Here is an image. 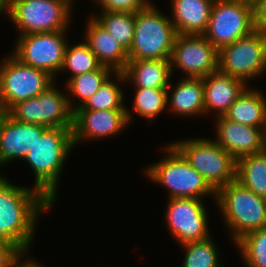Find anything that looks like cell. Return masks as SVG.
Masks as SVG:
<instances>
[{"label":"cell","mask_w":266,"mask_h":267,"mask_svg":"<svg viewBox=\"0 0 266 267\" xmlns=\"http://www.w3.org/2000/svg\"><path fill=\"white\" fill-rule=\"evenodd\" d=\"M9 182L0 174V242L27 250L34 239L37 218L53 204L33 187Z\"/></svg>","instance_id":"cell-1"},{"label":"cell","mask_w":266,"mask_h":267,"mask_svg":"<svg viewBox=\"0 0 266 267\" xmlns=\"http://www.w3.org/2000/svg\"><path fill=\"white\" fill-rule=\"evenodd\" d=\"M72 128H48L28 151L23 160L35 174V185L52 204L55 201L60 173L66 157L74 149Z\"/></svg>","instance_id":"cell-2"},{"label":"cell","mask_w":266,"mask_h":267,"mask_svg":"<svg viewBox=\"0 0 266 267\" xmlns=\"http://www.w3.org/2000/svg\"><path fill=\"white\" fill-rule=\"evenodd\" d=\"M153 3L135 12V31L129 60H170L178 35L170 17Z\"/></svg>","instance_id":"cell-3"},{"label":"cell","mask_w":266,"mask_h":267,"mask_svg":"<svg viewBox=\"0 0 266 267\" xmlns=\"http://www.w3.org/2000/svg\"><path fill=\"white\" fill-rule=\"evenodd\" d=\"M216 204L236 243L244 235L266 227V198L256 195L238 181L216 191Z\"/></svg>","instance_id":"cell-4"},{"label":"cell","mask_w":266,"mask_h":267,"mask_svg":"<svg viewBox=\"0 0 266 267\" xmlns=\"http://www.w3.org/2000/svg\"><path fill=\"white\" fill-rule=\"evenodd\" d=\"M162 149L168 155L148 166L144 169V173L148 179L169 190V199H202L207 195L216 198V191L172 144L165 145Z\"/></svg>","instance_id":"cell-5"},{"label":"cell","mask_w":266,"mask_h":267,"mask_svg":"<svg viewBox=\"0 0 266 267\" xmlns=\"http://www.w3.org/2000/svg\"><path fill=\"white\" fill-rule=\"evenodd\" d=\"M172 145L215 191L236 180V159L213 139H187Z\"/></svg>","instance_id":"cell-6"},{"label":"cell","mask_w":266,"mask_h":267,"mask_svg":"<svg viewBox=\"0 0 266 267\" xmlns=\"http://www.w3.org/2000/svg\"><path fill=\"white\" fill-rule=\"evenodd\" d=\"M54 79L46 71L22 63L13 54L0 64V112L37 97Z\"/></svg>","instance_id":"cell-7"},{"label":"cell","mask_w":266,"mask_h":267,"mask_svg":"<svg viewBox=\"0 0 266 267\" xmlns=\"http://www.w3.org/2000/svg\"><path fill=\"white\" fill-rule=\"evenodd\" d=\"M218 70L245 83L266 71V33L254 30L249 35L223 46L218 51Z\"/></svg>","instance_id":"cell-8"},{"label":"cell","mask_w":266,"mask_h":267,"mask_svg":"<svg viewBox=\"0 0 266 267\" xmlns=\"http://www.w3.org/2000/svg\"><path fill=\"white\" fill-rule=\"evenodd\" d=\"M54 84L37 97L16 103L7 113L22 123L46 128H72L74 111L70 107L68 95L57 90Z\"/></svg>","instance_id":"cell-9"},{"label":"cell","mask_w":266,"mask_h":267,"mask_svg":"<svg viewBox=\"0 0 266 267\" xmlns=\"http://www.w3.org/2000/svg\"><path fill=\"white\" fill-rule=\"evenodd\" d=\"M71 10L60 0H21L8 10L20 35L68 30Z\"/></svg>","instance_id":"cell-10"},{"label":"cell","mask_w":266,"mask_h":267,"mask_svg":"<svg viewBox=\"0 0 266 267\" xmlns=\"http://www.w3.org/2000/svg\"><path fill=\"white\" fill-rule=\"evenodd\" d=\"M67 30L19 36L13 54L22 63L46 71L53 78L62 70Z\"/></svg>","instance_id":"cell-11"},{"label":"cell","mask_w":266,"mask_h":267,"mask_svg":"<svg viewBox=\"0 0 266 267\" xmlns=\"http://www.w3.org/2000/svg\"><path fill=\"white\" fill-rule=\"evenodd\" d=\"M254 30V9L240 3L214 0L207 29L202 35L219 51Z\"/></svg>","instance_id":"cell-12"},{"label":"cell","mask_w":266,"mask_h":267,"mask_svg":"<svg viewBox=\"0 0 266 267\" xmlns=\"http://www.w3.org/2000/svg\"><path fill=\"white\" fill-rule=\"evenodd\" d=\"M170 61L171 71L178 68L186 77L203 78L218 71V50L203 35L178 34Z\"/></svg>","instance_id":"cell-13"},{"label":"cell","mask_w":266,"mask_h":267,"mask_svg":"<svg viewBox=\"0 0 266 267\" xmlns=\"http://www.w3.org/2000/svg\"><path fill=\"white\" fill-rule=\"evenodd\" d=\"M168 201L166 223L180 245L210 237L207 211L202 199L173 198Z\"/></svg>","instance_id":"cell-14"},{"label":"cell","mask_w":266,"mask_h":267,"mask_svg":"<svg viewBox=\"0 0 266 267\" xmlns=\"http://www.w3.org/2000/svg\"><path fill=\"white\" fill-rule=\"evenodd\" d=\"M129 109H76L73 115L72 137L74 147L87 139H103L120 133L131 121Z\"/></svg>","instance_id":"cell-15"},{"label":"cell","mask_w":266,"mask_h":267,"mask_svg":"<svg viewBox=\"0 0 266 267\" xmlns=\"http://www.w3.org/2000/svg\"><path fill=\"white\" fill-rule=\"evenodd\" d=\"M216 120L214 141L236 160L266 149V132L262 128L232 122L224 116Z\"/></svg>","instance_id":"cell-16"},{"label":"cell","mask_w":266,"mask_h":267,"mask_svg":"<svg viewBox=\"0 0 266 267\" xmlns=\"http://www.w3.org/2000/svg\"><path fill=\"white\" fill-rule=\"evenodd\" d=\"M48 128L22 123L7 112H0V166L14 159H24L28 151Z\"/></svg>","instance_id":"cell-17"},{"label":"cell","mask_w":266,"mask_h":267,"mask_svg":"<svg viewBox=\"0 0 266 267\" xmlns=\"http://www.w3.org/2000/svg\"><path fill=\"white\" fill-rule=\"evenodd\" d=\"M247 87L243 80L219 70L203 77L205 114L215 110L216 117L224 116Z\"/></svg>","instance_id":"cell-18"},{"label":"cell","mask_w":266,"mask_h":267,"mask_svg":"<svg viewBox=\"0 0 266 267\" xmlns=\"http://www.w3.org/2000/svg\"><path fill=\"white\" fill-rule=\"evenodd\" d=\"M118 81H129L134 88H170V60H129L123 72L113 73Z\"/></svg>","instance_id":"cell-19"},{"label":"cell","mask_w":266,"mask_h":267,"mask_svg":"<svg viewBox=\"0 0 266 267\" xmlns=\"http://www.w3.org/2000/svg\"><path fill=\"white\" fill-rule=\"evenodd\" d=\"M85 42L102 66L114 72H123L129 61L128 52L114 36L103 29L92 17L85 31Z\"/></svg>","instance_id":"cell-20"},{"label":"cell","mask_w":266,"mask_h":267,"mask_svg":"<svg viewBox=\"0 0 266 267\" xmlns=\"http://www.w3.org/2000/svg\"><path fill=\"white\" fill-rule=\"evenodd\" d=\"M170 17L178 34L202 35L208 25L214 0H172Z\"/></svg>","instance_id":"cell-21"},{"label":"cell","mask_w":266,"mask_h":267,"mask_svg":"<svg viewBox=\"0 0 266 267\" xmlns=\"http://www.w3.org/2000/svg\"><path fill=\"white\" fill-rule=\"evenodd\" d=\"M167 105L173 112L183 117L205 113L203 78H182L170 97L167 92Z\"/></svg>","instance_id":"cell-22"},{"label":"cell","mask_w":266,"mask_h":267,"mask_svg":"<svg viewBox=\"0 0 266 267\" xmlns=\"http://www.w3.org/2000/svg\"><path fill=\"white\" fill-rule=\"evenodd\" d=\"M265 98L260 91L247 87L230 106L224 117L232 122L262 128L266 132Z\"/></svg>","instance_id":"cell-23"},{"label":"cell","mask_w":266,"mask_h":267,"mask_svg":"<svg viewBox=\"0 0 266 267\" xmlns=\"http://www.w3.org/2000/svg\"><path fill=\"white\" fill-rule=\"evenodd\" d=\"M236 181L266 198V149L236 160Z\"/></svg>","instance_id":"cell-24"},{"label":"cell","mask_w":266,"mask_h":267,"mask_svg":"<svg viewBox=\"0 0 266 267\" xmlns=\"http://www.w3.org/2000/svg\"><path fill=\"white\" fill-rule=\"evenodd\" d=\"M112 73H115L112 69L101 66L98 70L76 75L68 79L65 86L68 88L66 90L70 95L67 97L71 109L74 111L80 108L88 98L97 92L109 77H113V75H111ZM73 97H76V99L78 98L79 101L75 106L72 104L73 101H71Z\"/></svg>","instance_id":"cell-25"},{"label":"cell","mask_w":266,"mask_h":267,"mask_svg":"<svg viewBox=\"0 0 266 267\" xmlns=\"http://www.w3.org/2000/svg\"><path fill=\"white\" fill-rule=\"evenodd\" d=\"M92 18L117 41L128 52L131 48L135 31V13L102 11L101 16Z\"/></svg>","instance_id":"cell-26"},{"label":"cell","mask_w":266,"mask_h":267,"mask_svg":"<svg viewBox=\"0 0 266 267\" xmlns=\"http://www.w3.org/2000/svg\"><path fill=\"white\" fill-rule=\"evenodd\" d=\"M69 46L68 42L61 70V72L68 70L71 73L69 79L76 75L98 70L102 66L85 41Z\"/></svg>","instance_id":"cell-27"},{"label":"cell","mask_w":266,"mask_h":267,"mask_svg":"<svg viewBox=\"0 0 266 267\" xmlns=\"http://www.w3.org/2000/svg\"><path fill=\"white\" fill-rule=\"evenodd\" d=\"M185 249V258L181 267H222L219 254L213 239L181 244Z\"/></svg>","instance_id":"cell-28"},{"label":"cell","mask_w":266,"mask_h":267,"mask_svg":"<svg viewBox=\"0 0 266 267\" xmlns=\"http://www.w3.org/2000/svg\"><path fill=\"white\" fill-rule=\"evenodd\" d=\"M168 88H135L134 110L139 116L149 121L167 107Z\"/></svg>","instance_id":"cell-29"},{"label":"cell","mask_w":266,"mask_h":267,"mask_svg":"<svg viewBox=\"0 0 266 267\" xmlns=\"http://www.w3.org/2000/svg\"><path fill=\"white\" fill-rule=\"evenodd\" d=\"M235 245L247 267H266V227L244 235Z\"/></svg>","instance_id":"cell-30"},{"label":"cell","mask_w":266,"mask_h":267,"mask_svg":"<svg viewBox=\"0 0 266 267\" xmlns=\"http://www.w3.org/2000/svg\"><path fill=\"white\" fill-rule=\"evenodd\" d=\"M124 93L117 83L109 77L97 92L86 100L78 109L107 110L127 109L124 102Z\"/></svg>","instance_id":"cell-31"},{"label":"cell","mask_w":266,"mask_h":267,"mask_svg":"<svg viewBox=\"0 0 266 267\" xmlns=\"http://www.w3.org/2000/svg\"><path fill=\"white\" fill-rule=\"evenodd\" d=\"M102 11L137 12L145 8L149 0H95Z\"/></svg>","instance_id":"cell-32"},{"label":"cell","mask_w":266,"mask_h":267,"mask_svg":"<svg viewBox=\"0 0 266 267\" xmlns=\"http://www.w3.org/2000/svg\"><path fill=\"white\" fill-rule=\"evenodd\" d=\"M21 251L16 245L0 242V267H12L14 258Z\"/></svg>","instance_id":"cell-33"},{"label":"cell","mask_w":266,"mask_h":267,"mask_svg":"<svg viewBox=\"0 0 266 267\" xmlns=\"http://www.w3.org/2000/svg\"><path fill=\"white\" fill-rule=\"evenodd\" d=\"M255 29L266 33V0H261L254 8Z\"/></svg>","instance_id":"cell-34"},{"label":"cell","mask_w":266,"mask_h":267,"mask_svg":"<svg viewBox=\"0 0 266 267\" xmlns=\"http://www.w3.org/2000/svg\"><path fill=\"white\" fill-rule=\"evenodd\" d=\"M28 250H22L13 260L12 267H43L42 265L35 262V260H25V253L27 254ZM25 260V261H20Z\"/></svg>","instance_id":"cell-35"},{"label":"cell","mask_w":266,"mask_h":267,"mask_svg":"<svg viewBox=\"0 0 266 267\" xmlns=\"http://www.w3.org/2000/svg\"><path fill=\"white\" fill-rule=\"evenodd\" d=\"M223 1L244 4L254 9L261 0H223Z\"/></svg>","instance_id":"cell-36"},{"label":"cell","mask_w":266,"mask_h":267,"mask_svg":"<svg viewBox=\"0 0 266 267\" xmlns=\"http://www.w3.org/2000/svg\"><path fill=\"white\" fill-rule=\"evenodd\" d=\"M18 1L21 0H4L6 9L8 10L13 4H15Z\"/></svg>","instance_id":"cell-37"},{"label":"cell","mask_w":266,"mask_h":267,"mask_svg":"<svg viewBox=\"0 0 266 267\" xmlns=\"http://www.w3.org/2000/svg\"><path fill=\"white\" fill-rule=\"evenodd\" d=\"M1 13H7L4 0H0V14Z\"/></svg>","instance_id":"cell-38"},{"label":"cell","mask_w":266,"mask_h":267,"mask_svg":"<svg viewBox=\"0 0 266 267\" xmlns=\"http://www.w3.org/2000/svg\"><path fill=\"white\" fill-rule=\"evenodd\" d=\"M63 1L64 3H66L70 8L73 7V5L71 4L74 0H60Z\"/></svg>","instance_id":"cell-39"}]
</instances>
